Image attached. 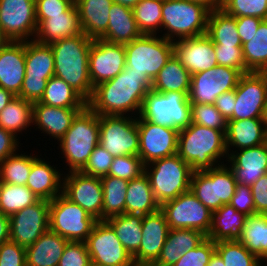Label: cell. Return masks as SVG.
Returning <instances> with one entry per match:
<instances>
[{
	"label": "cell",
	"mask_w": 267,
	"mask_h": 266,
	"mask_svg": "<svg viewBox=\"0 0 267 266\" xmlns=\"http://www.w3.org/2000/svg\"><path fill=\"white\" fill-rule=\"evenodd\" d=\"M99 144L113 157L139 153L137 117L99 115Z\"/></svg>",
	"instance_id": "12"
},
{
	"label": "cell",
	"mask_w": 267,
	"mask_h": 266,
	"mask_svg": "<svg viewBox=\"0 0 267 266\" xmlns=\"http://www.w3.org/2000/svg\"><path fill=\"white\" fill-rule=\"evenodd\" d=\"M230 205L238 212L250 216L255 213V203L249 185L236 184L234 195L230 200Z\"/></svg>",
	"instance_id": "56"
},
{
	"label": "cell",
	"mask_w": 267,
	"mask_h": 266,
	"mask_svg": "<svg viewBox=\"0 0 267 266\" xmlns=\"http://www.w3.org/2000/svg\"><path fill=\"white\" fill-rule=\"evenodd\" d=\"M174 55L191 75L215 67L213 41L206 35L173 41Z\"/></svg>",
	"instance_id": "23"
},
{
	"label": "cell",
	"mask_w": 267,
	"mask_h": 266,
	"mask_svg": "<svg viewBox=\"0 0 267 266\" xmlns=\"http://www.w3.org/2000/svg\"><path fill=\"white\" fill-rule=\"evenodd\" d=\"M40 103L63 108H85L87 106V101L77 91L56 76L47 81Z\"/></svg>",
	"instance_id": "40"
},
{
	"label": "cell",
	"mask_w": 267,
	"mask_h": 266,
	"mask_svg": "<svg viewBox=\"0 0 267 266\" xmlns=\"http://www.w3.org/2000/svg\"><path fill=\"white\" fill-rule=\"evenodd\" d=\"M129 72L145 75L151 82L174 54L173 42L157 35L142 34L124 44Z\"/></svg>",
	"instance_id": "8"
},
{
	"label": "cell",
	"mask_w": 267,
	"mask_h": 266,
	"mask_svg": "<svg viewBox=\"0 0 267 266\" xmlns=\"http://www.w3.org/2000/svg\"><path fill=\"white\" fill-rule=\"evenodd\" d=\"M10 240L9 216L0 213V245Z\"/></svg>",
	"instance_id": "62"
},
{
	"label": "cell",
	"mask_w": 267,
	"mask_h": 266,
	"mask_svg": "<svg viewBox=\"0 0 267 266\" xmlns=\"http://www.w3.org/2000/svg\"><path fill=\"white\" fill-rule=\"evenodd\" d=\"M250 187L255 203V213L267 214V173Z\"/></svg>",
	"instance_id": "58"
},
{
	"label": "cell",
	"mask_w": 267,
	"mask_h": 266,
	"mask_svg": "<svg viewBox=\"0 0 267 266\" xmlns=\"http://www.w3.org/2000/svg\"><path fill=\"white\" fill-rule=\"evenodd\" d=\"M210 11L190 0H163L162 31L170 41L206 34Z\"/></svg>",
	"instance_id": "5"
},
{
	"label": "cell",
	"mask_w": 267,
	"mask_h": 266,
	"mask_svg": "<svg viewBox=\"0 0 267 266\" xmlns=\"http://www.w3.org/2000/svg\"><path fill=\"white\" fill-rule=\"evenodd\" d=\"M144 173L145 165L139 156L124 155L113 158L108 175L130 181Z\"/></svg>",
	"instance_id": "50"
},
{
	"label": "cell",
	"mask_w": 267,
	"mask_h": 266,
	"mask_svg": "<svg viewBox=\"0 0 267 266\" xmlns=\"http://www.w3.org/2000/svg\"><path fill=\"white\" fill-rule=\"evenodd\" d=\"M247 216L230 204L222 205L212 212V225L207 238L213 242L239 240Z\"/></svg>",
	"instance_id": "34"
},
{
	"label": "cell",
	"mask_w": 267,
	"mask_h": 266,
	"mask_svg": "<svg viewBox=\"0 0 267 266\" xmlns=\"http://www.w3.org/2000/svg\"><path fill=\"white\" fill-rule=\"evenodd\" d=\"M193 172L177 153L145 165V174L160 206L190 190Z\"/></svg>",
	"instance_id": "6"
},
{
	"label": "cell",
	"mask_w": 267,
	"mask_h": 266,
	"mask_svg": "<svg viewBox=\"0 0 267 266\" xmlns=\"http://www.w3.org/2000/svg\"><path fill=\"white\" fill-rule=\"evenodd\" d=\"M103 187L102 220L125 213L128 180L105 175L100 177Z\"/></svg>",
	"instance_id": "41"
},
{
	"label": "cell",
	"mask_w": 267,
	"mask_h": 266,
	"mask_svg": "<svg viewBox=\"0 0 267 266\" xmlns=\"http://www.w3.org/2000/svg\"><path fill=\"white\" fill-rule=\"evenodd\" d=\"M238 241L260 259L267 252V214L247 216Z\"/></svg>",
	"instance_id": "43"
},
{
	"label": "cell",
	"mask_w": 267,
	"mask_h": 266,
	"mask_svg": "<svg viewBox=\"0 0 267 266\" xmlns=\"http://www.w3.org/2000/svg\"><path fill=\"white\" fill-rule=\"evenodd\" d=\"M75 0H35L37 25L49 15L63 14Z\"/></svg>",
	"instance_id": "57"
},
{
	"label": "cell",
	"mask_w": 267,
	"mask_h": 266,
	"mask_svg": "<svg viewBox=\"0 0 267 266\" xmlns=\"http://www.w3.org/2000/svg\"><path fill=\"white\" fill-rule=\"evenodd\" d=\"M126 67L124 44L94 39L89 52V77L92 86L113 79Z\"/></svg>",
	"instance_id": "21"
},
{
	"label": "cell",
	"mask_w": 267,
	"mask_h": 266,
	"mask_svg": "<svg viewBox=\"0 0 267 266\" xmlns=\"http://www.w3.org/2000/svg\"><path fill=\"white\" fill-rule=\"evenodd\" d=\"M236 180L230 167L224 163L204 171H194L190 191L211 212L229 204L234 195Z\"/></svg>",
	"instance_id": "10"
},
{
	"label": "cell",
	"mask_w": 267,
	"mask_h": 266,
	"mask_svg": "<svg viewBox=\"0 0 267 266\" xmlns=\"http://www.w3.org/2000/svg\"><path fill=\"white\" fill-rule=\"evenodd\" d=\"M15 98V95L0 87V112L6 107V105Z\"/></svg>",
	"instance_id": "63"
},
{
	"label": "cell",
	"mask_w": 267,
	"mask_h": 266,
	"mask_svg": "<svg viewBox=\"0 0 267 266\" xmlns=\"http://www.w3.org/2000/svg\"><path fill=\"white\" fill-rule=\"evenodd\" d=\"M114 3L133 8L140 0H113Z\"/></svg>",
	"instance_id": "66"
},
{
	"label": "cell",
	"mask_w": 267,
	"mask_h": 266,
	"mask_svg": "<svg viewBox=\"0 0 267 266\" xmlns=\"http://www.w3.org/2000/svg\"><path fill=\"white\" fill-rule=\"evenodd\" d=\"M189 92L159 93L150 90L142 103L139 116L163 127L182 130L191 123Z\"/></svg>",
	"instance_id": "7"
},
{
	"label": "cell",
	"mask_w": 267,
	"mask_h": 266,
	"mask_svg": "<svg viewBox=\"0 0 267 266\" xmlns=\"http://www.w3.org/2000/svg\"><path fill=\"white\" fill-rule=\"evenodd\" d=\"M33 103L15 96L0 112V127L11 132L17 138L20 133L33 127ZM19 134V136H18Z\"/></svg>",
	"instance_id": "39"
},
{
	"label": "cell",
	"mask_w": 267,
	"mask_h": 266,
	"mask_svg": "<svg viewBox=\"0 0 267 266\" xmlns=\"http://www.w3.org/2000/svg\"><path fill=\"white\" fill-rule=\"evenodd\" d=\"M235 89L222 93L219 97L216 98L214 103L216 109L226 118L228 121L234 112Z\"/></svg>",
	"instance_id": "61"
},
{
	"label": "cell",
	"mask_w": 267,
	"mask_h": 266,
	"mask_svg": "<svg viewBox=\"0 0 267 266\" xmlns=\"http://www.w3.org/2000/svg\"><path fill=\"white\" fill-rule=\"evenodd\" d=\"M99 115L88 105L74 118L70 128L60 139L58 148L64 158L66 172L80 171L99 144ZM69 167V168H67Z\"/></svg>",
	"instance_id": "4"
},
{
	"label": "cell",
	"mask_w": 267,
	"mask_h": 266,
	"mask_svg": "<svg viewBox=\"0 0 267 266\" xmlns=\"http://www.w3.org/2000/svg\"><path fill=\"white\" fill-rule=\"evenodd\" d=\"M150 90L152 82L145 75L125 68L113 79L95 86L87 105L98 115L137 117Z\"/></svg>",
	"instance_id": "1"
},
{
	"label": "cell",
	"mask_w": 267,
	"mask_h": 266,
	"mask_svg": "<svg viewBox=\"0 0 267 266\" xmlns=\"http://www.w3.org/2000/svg\"><path fill=\"white\" fill-rule=\"evenodd\" d=\"M228 156L235 150L251 148L267 142L263 118L228 120L225 132Z\"/></svg>",
	"instance_id": "29"
},
{
	"label": "cell",
	"mask_w": 267,
	"mask_h": 266,
	"mask_svg": "<svg viewBox=\"0 0 267 266\" xmlns=\"http://www.w3.org/2000/svg\"><path fill=\"white\" fill-rule=\"evenodd\" d=\"M215 251L225 266H260V259L238 240L216 242Z\"/></svg>",
	"instance_id": "47"
},
{
	"label": "cell",
	"mask_w": 267,
	"mask_h": 266,
	"mask_svg": "<svg viewBox=\"0 0 267 266\" xmlns=\"http://www.w3.org/2000/svg\"><path fill=\"white\" fill-rule=\"evenodd\" d=\"M207 235L194 229H170L160 256L152 266H173L187 251L201 244Z\"/></svg>",
	"instance_id": "31"
},
{
	"label": "cell",
	"mask_w": 267,
	"mask_h": 266,
	"mask_svg": "<svg viewBox=\"0 0 267 266\" xmlns=\"http://www.w3.org/2000/svg\"><path fill=\"white\" fill-rule=\"evenodd\" d=\"M246 67L254 72H267V19L261 21L257 32L242 44Z\"/></svg>",
	"instance_id": "42"
},
{
	"label": "cell",
	"mask_w": 267,
	"mask_h": 266,
	"mask_svg": "<svg viewBox=\"0 0 267 266\" xmlns=\"http://www.w3.org/2000/svg\"><path fill=\"white\" fill-rule=\"evenodd\" d=\"M191 74L173 54L152 81V90L159 93L190 92Z\"/></svg>",
	"instance_id": "36"
},
{
	"label": "cell",
	"mask_w": 267,
	"mask_h": 266,
	"mask_svg": "<svg viewBox=\"0 0 267 266\" xmlns=\"http://www.w3.org/2000/svg\"><path fill=\"white\" fill-rule=\"evenodd\" d=\"M141 214L124 213L106 219L105 221L113 228L123 247L133 256L141 245L142 240Z\"/></svg>",
	"instance_id": "38"
},
{
	"label": "cell",
	"mask_w": 267,
	"mask_h": 266,
	"mask_svg": "<svg viewBox=\"0 0 267 266\" xmlns=\"http://www.w3.org/2000/svg\"><path fill=\"white\" fill-rule=\"evenodd\" d=\"M227 161L236 182L251 186L267 173V142L233 151Z\"/></svg>",
	"instance_id": "24"
},
{
	"label": "cell",
	"mask_w": 267,
	"mask_h": 266,
	"mask_svg": "<svg viewBox=\"0 0 267 266\" xmlns=\"http://www.w3.org/2000/svg\"><path fill=\"white\" fill-rule=\"evenodd\" d=\"M83 33L100 39L107 31L113 0H75Z\"/></svg>",
	"instance_id": "30"
},
{
	"label": "cell",
	"mask_w": 267,
	"mask_h": 266,
	"mask_svg": "<svg viewBox=\"0 0 267 266\" xmlns=\"http://www.w3.org/2000/svg\"><path fill=\"white\" fill-rule=\"evenodd\" d=\"M113 158L114 157L106 149L98 144L80 172L94 177L108 175Z\"/></svg>",
	"instance_id": "51"
},
{
	"label": "cell",
	"mask_w": 267,
	"mask_h": 266,
	"mask_svg": "<svg viewBox=\"0 0 267 266\" xmlns=\"http://www.w3.org/2000/svg\"><path fill=\"white\" fill-rule=\"evenodd\" d=\"M235 97L233 116L229 120L263 118L267 104V72L242 74Z\"/></svg>",
	"instance_id": "15"
},
{
	"label": "cell",
	"mask_w": 267,
	"mask_h": 266,
	"mask_svg": "<svg viewBox=\"0 0 267 266\" xmlns=\"http://www.w3.org/2000/svg\"><path fill=\"white\" fill-rule=\"evenodd\" d=\"M0 266H26L25 248L8 240L0 245Z\"/></svg>",
	"instance_id": "55"
},
{
	"label": "cell",
	"mask_w": 267,
	"mask_h": 266,
	"mask_svg": "<svg viewBox=\"0 0 267 266\" xmlns=\"http://www.w3.org/2000/svg\"><path fill=\"white\" fill-rule=\"evenodd\" d=\"M90 266H104V265H100V264H93V263H91V265Z\"/></svg>",
	"instance_id": "70"
},
{
	"label": "cell",
	"mask_w": 267,
	"mask_h": 266,
	"mask_svg": "<svg viewBox=\"0 0 267 266\" xmlns=\"http://www.w3.org/2000/svg\"><path fill=\"white\" fill-rule=\"evenodd\" d=\"M93 39L84 33L50 44L54 55V76L63 79L87 102L94 87L89 77V52Z\"/></svg>",
	"instance_id": "2"
},
{
	"label": "cell",
	"mask_w": 267,
	"mask_h": 266,
	"mask_svg": "<svg viewBox=\"0 0 267 266\" xmlns=\"http://www.w3.org/2000/svg\"><path fill=\"white\" fill-rule=\"evenodd\" d=\"M97 221L63 194L49 201V229L68 241L85 242Z\"/></svg>",
	"instance_id": "11"
},
{
	"label": "cell",
	"mask_w": 267,
	"mask_h": 266,
	"mask_svg": "<svg viewBox=\"0 0 267 266\" xmlns=\"http://www.w3.org/2000/svg\"><path fill=\"white\" fill-rule=\"evenodd\" d=\"M62 194L98 221L102 220L104 195L100 177L80 171L64 172Z\"/></svg>",
	"instance_id": "19"
},
{
	"label": "cell",
	"mask_w": 267,
	"mask_h": 266,
	"mask_svg": "<svg viewBox=\"0 0 267 266\" xmlns=\"http://www.w3.org/2000/svg\"><path fill=\"white\" fill-rule=\"evenodd\" d=\"M225 132L191 123L179 131L177 154L193 171L224 164L228 158Z\"/></svg>",
	"instance_id": "3"
},
{
	"label": "cell",
	"mask_w": 267,
	"mask_h": 266,
	"mask_svg": "<svg viewBox=\"0 0 267 266\" xmlns=\"http://www.w3.org/2000/svg\"><path fill=\"white\" fill-rule=\"evenodd\" d=\"M68 240L48 229L25 248L26 266H58Z\"/></svg>",
	"instance_id": "32"
},
{
	"label": "cell",
	"mask_w": 267,
	"mask_h": 266,
	"mask_svg": "<svg viewBox=\"0 0 267 266\" xmlns=\"http://www.w3.org/2000/svg\"><path fill=\"white\" fill-rule=\"evenodd\" d=\"M169 230L165 214L161 209L143 215L141 245L132 256L136 266H152L157 261Z\"/></svg>",
	"instance_id": "22"
},
{
	"label": "cell",
	"mask_w": 267,
	"mask_h": 266,
	"mask_svg": "<svg viewBox=\"0 0 267 266\" xmlns=\"http://www.w3.org/2000/svg\"><path fill=\"white\" fill-rule=\"evenodd\" d=\"M221 9L233 17L267 19V0H222Z\"/></svg>",
	"instance_id": "48"
},
{
	"label": "cell",
	"mask_w": 267,
	"mask_h": 266,
	"mask_svg": "<svg viewBox=\"0 0 267 266\" xmlns=\"http://www.w3.org/2000/svg\"><path fill=\"white\" fill-rule=\"evenodd\" d=\"M214 252L215 242L206 238L196 248L184 253L173 266H208Z\"/></svg>",
	"instance_id": "52"
},
{
	"label": "cell",
	"mask_w": 267,
	"mask_h": 266,
	"mask_svg": "<svg viewBox=\"0 0 267 266\" xmlns=\"http://www.w3.org/2000/svg\"><path fill=\"white\" fill-rule=\"evenodd\" d=\"M160 209L170 229H194L205 235L211 229L212 212L190 190L164 202Z\"/></svg>",
	"instance_id": "13"
},
{
	"label": "cell",
	"mask_w": 267,
	"mask_h": 266,
	"mask_svg": "<svg viewBox=\"0 0 267 266\" xmlns=\"http://www.w3.org/2000/svg\"><path fill=\"white\" fill-rule=\"evenodd\" d=\"M263 19L252 16L236 17V26L242 44L249 41Z\"/></svg>",
	"instance_id": "59"
},
{
	"label": "cell",
	"mask_w": 267,
	"mask_h": 266,
	"mask_svg": "<svg viewBox=\"0 0 267 266\" xmlns=\"http://www.w3.org/2000/svg\"><path fill=\"white\" fill-rule=\"evenodd\" d=\"M91 263L104 266H136L131 254L123 247L113 228L99 220L85 241Z\"/></svg>",
	"instance_id": "14"
},
{
	"label": "cell",
	"mask_w": 267,
	"mask_h": 266,
	"mask_svg": "<svg viewBox=\"0 0 267 266\" xmlns=\"http://www.w3.org/2000/svg\"><path fill=\"white\" fill-rule=\"evenodd\" d=\"M242 73L230 67L216 65L203 72L191 75L189 101L191 103L214 104L222 93L237 87Z\"/></svg>",
	"instance_id": "16"
},
{
	"label": "cell",
	"mask_w": 267,
	"mask_h": 266,
	"mask_svg": "<svg viewBox=\"0 0 267 266\" xmlns=\"http://www.w3.org/2000/svg\"><path fill=\"white\" fill-rule=\"evenodd\" d=\"M159 209L160 204L154 197L149 178L145 173L128 182L125 213L148 215Z\"/></svg>",
	"instance_id": "35"
},
{
	"label": "cell",
	"mask_w": 267,
	"mask_h": 266,
	"mask_svg": "<svg viewBox=\"0 0 267 266\" xmlns=\"http://www.w3.org/2000/svg\"><path fill=\"white\" fill-rule=\"evenodd\" d=\"M39 199L26 185H12L2 183L0 185L1 213L12 214L31 206Z\"/></svg>",
	"instance_id": "46"
},
{
	"label": "cell",
	"mask_w": 267,
	"mask_h": 266,
	"mask_svg": "<svg viewBox=\"0 0 267 266\" xmlns=\"http://www.w3.org/2000/svg\"><path fill=\"white\" fill-rule=\"evenodd\" d=\"M194 3L201 4L210 12L221 8L222 0H190Z\"/></svg>",
	"instance_id": "64"
},
{
	"label": "cell",
	"mask_w": 267,
	"mask_h": 266,
	"mask_svg": "<svg viewBox=\"0 0 267 266\" xmlns=\"http://www.w3.org/2000/svg\"><path fill=\"white\" fill-rule=\"evenodd\" d=\"M0 27L9 41L34 40L35 0H0Z\"/></svg>",
	"instance_id": "17"
},
{
	"label": "cell",
	"mask_w": 267,
	"mask_h": 266,
	"mask_svg": "<svg viewBox=\"0 0 267 266\" xmlns=\"http://www.w3.org/2000/svg\"><path fill=\"white\" fill-rule=\"evenodd\" d=\"M9 42V39L4 35L0 27V48L5 46Z\"/></svg>",
	"instance_id": "67"
},
{
	"label": "cell",
	"mask_w": 267,
	"mask_h": 266,
	"mask_svg": "<svg viewBox=\"0 0 267 266\" xmlns=\"http://www.w3.org/2000/svg\"><path fill=\"white\" fill-rule=\"evenodd\" d=\"M109 16L107 31L100 39L111 43L127 44L142 35L131 7L114 3Z\"/></svg>",
	"instance_id": "33"
},
{
	"label": "cell",
	"mask_w": 267,
	"mask_h": 266,
	"mask_svg": "<svg viewBox=\"0 0 267 266\" xmlns=\"http://www.w3.org/2000/svg\"><path fill=\"white\" fill-rule=\"evenodd\" d=\"M49 229V201L39 199L9 216L10 240L27 248Z\"/></svg>",
	"instance_id": "20"
},
{
	"label": "cell",
	"mask_w": 267,
	"mask_h": 266,
	"mask_svg": "<svg viewBox=\"0 0 267 266\" xmlns=\"http://www.w3.org/2000/svg\"><path fill=\"white\" fill-rule=\"evenodd\" d=\"M263 262L266 263L264 264ZM260 266H267V252L260 258Z\"/></svg>",
	"instance_id": "69"
},
{
	"label": "cell",
	"mask_w": 267,
	"mask_h": 266,
	"mask_svg": "<svg viewBox=\"0 0 267 266\" xmlns=\"http://www.w3.org/2000/svg\"><path fill=\"white\" fill-rule=\"evenodd\" d=\"M139 153L144 165L174 155L178 149L179 131L147 121L137 116Z\"/></svg>",
	"instance_id": "18"
},
{
	"label": "cell",
	"mask_w": 267,
	"mask_h": 266,
	"mask_svg": "<svg viewBox=\"0 0 267 266\" xmlns=\"http://www.w3.org/2000/svg\"><path fill=\"white\" fill-rule=\"evenodd\" d=\"M18 152L0 161V182L26 185L32 166V153Z\"/></svg>",
	"instance_id": "45"
},
{
	"label": "cell",
	"mask_w": 267,
	"mask_h": 266,
	"mask_svg": "<svg viewBox=\"0 0 267 266\" xmlns=\"http://www.w3.org/2000/svg\"><path fill=\"white\" fill-rule=\"evenodd\" d=\"M91 258L86 242L68 241L58 266H90Z\"/></svg>",
	"instance_id": "53"
},
{
	"label": "cell",
	"mask_w": 267,
	"mask_h": 266,
	"mask_svg": "<svg viewBox=\"0 0 267 266\" xmlns=\"http://www.w3.org/2000/svg\"><path fill=\"white\" fill-rule=\"evenodd\" d=\"M217 64L239 70L242 74L251 72L245 65L242 47L214 46Z\"/></svg>",
	"instance_id": "54"
},
{
	"label": "cell",
	"mask_w": 267,
	"mask_h": 266,
	"mask_svg": "<svg viewBox=\"0 0 267 266\" xmlns=\"http://www.w3.org/2000/svg\"><path fill=\"white\" fill-rule=\"evenodd\" d=\"M163 0H140L133 8L134 19L142 34H162Z\"/></svg>",
	"instance_id": "44"
},
{
	"label": "cell",
	"mask_w": 267,
	"mask_h": 266,
	"mask_svg": "<svg viewBox=\"0 0 267 266\" xmlns=\"http://www.w3.org/2000/svg\"><path fill=\"white\" fill-rule=\"evenodd\" d=\"M47 162L45 158L32 154L31 171L26 186L38 199L52 201L62 194L64 170ZM58 166V167H57Z\"/></svg>",
	"instance_id": "25"
},
{
	"label": "cell",
	"mask_w": 267,
	"mask_h": 266,
	"mask_svg": "<svg viewBox=\"0 0 267 266\" xmlns=\"http://www.w3.org/2000/svg\"><path fill=\"white\" fill-rule=\"evenodd\" d=\"M84 108H63L48 106L40 102L33 104V125L35 131H42L44 135L57 142L70 128L76 115Z\"/></svg>",
	"instance_id": "27"
},
{
	"label": "cell",
	"mask_w": 267,
	"mask_h": 266,
	"mask_svg": "<svg viewBox=\"0 0 267 266\" xmlns=\"http://www.w3.org/2000/svg\"><path fill=\"white\" fill-rule=\"evenodd\" d=\"M82 28L75 2L63 14L49 15L37 25L34 40L51 44L63 38L82 34Z\"/></svg>",
	"instance_id": "28"
},
{
	"label": "cell",
	"mask_w": 267,
	"mask_h": 266,
	"mask_svg": "<svg viewBox=\"0 0 267 266\" xmlns=\"http://www.w3.org/2000/svg\"><path fill=\"white\" fill-rule=\"evenodd\" d=\"M206 35L214 46L242 47L236 26V17L228 15L221 8L209 13Z\"/></svg>",
	"instance_id": "37"
},
{
	"label": "cell",
	"mask_w": 267,
	"mask_h": 266,
	"mask_svg": "<svg viewBox=\"0 0 267 266\" xmlns=\"http://www.w3.org/2000/svg\"><path fill=\"white\" fill-rule=\"evenodd\" d=\"M25 78V41H9L0 48V87L15 96Z\"/></svg>",
	"instance_id": "26"
},
{
	"label": "cell",
	"mask_w": 267,
	"mask_h": 266,
	"mask_svg": "<svg viewBox=\"0 0 267 266\" xmlns=\"http://www.w3.org/2000/svg\"><path fill=\"white\" fill-rule=\"evenodd\" d=\"M208 266H225L220 255L215 251L210 258Z\"/></svg>",
	"instance_id": "65"
},
{
	"label": "cell",
	"mask_w": 267,
	"mask_h": 266,
	"mask_svg": "<svg viewBox=\"0 0 267 266\" xmlns=\"http://www.w3.org/2000/svg\"><path fill=\"white\" fill-rule=\"evenodd\" d=\"M191 121L212 129H227L226 118L216 109L214 104L191 103Z\"/></svg>",
	"instance_id": "49"
},
{
	"label": "cell",
	"mask_w": 267,
	"mask_h": 266,
	"mask_svg": "<svg viewBox=\"0 0 267 266\" xmlns=\"http://www.w3.org/2000/svg\"><path fill=\"white\" fill-rule=\"evenodd\" d=\"M54 55L49 44L25 41V78L18 97L40 102L47 81L54 76Z\"/></svg>",
	"instance_id": "9"
},
{
	"label": "cell",
	"mask_w": 267,
	"mask_h": 266,
	"mask_svg": "<svg viewBox=\"0 0 267 266\" xmlns=\"http://www.w3.org/2000/svg\"><path fill=\"white\" fill-rule=\"evenodd\" d=\"M20 142L14 134L0 127V161L20 151L18 148L21 146Z\"/></svg>",
	"instance_id": "60"
},
{
	"label": "cell",
	"mask_w": 267,
	"mask_h": 266,
	"mask_svg": "<svg viewBox=\"0 0 267 266\" xmlns=\"http://www.w3.org/2000/svg\"><path fill=\"white\" fill-rule=\"evenodd\" d=\"M263 123H264L265 130H266V133H267V104H266V107H265V110H264Z\"/></svg>",
	"instance_id": "68"
}]
</instances>
